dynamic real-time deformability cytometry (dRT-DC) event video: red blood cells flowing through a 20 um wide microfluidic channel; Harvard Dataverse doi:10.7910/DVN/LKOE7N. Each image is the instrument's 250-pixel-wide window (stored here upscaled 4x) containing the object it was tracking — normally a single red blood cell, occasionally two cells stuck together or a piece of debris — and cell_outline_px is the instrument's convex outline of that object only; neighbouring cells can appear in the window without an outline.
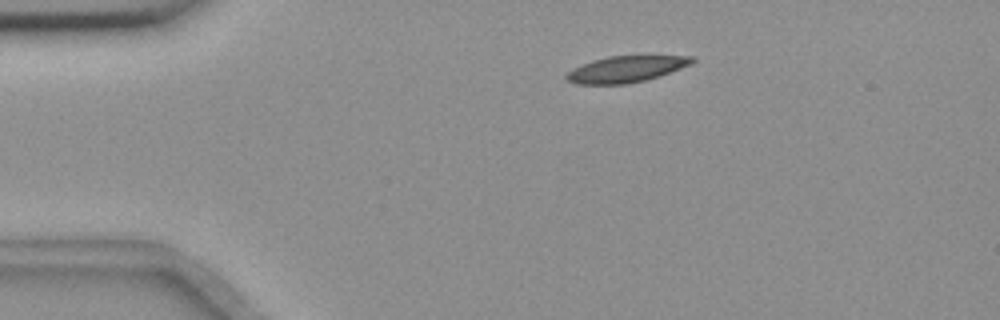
{"species": "common noctule bat (a hibernating species)", "species_latin": "Nyctalus noctula", "temperature_condition": "room temperature", "stored_images_in_passage": 6, "camera_frame_rate_fps": 3000, "um_per_image_px": 0.085, "animal": {"sex": "female", "body_mass_g": 18.4}, "frame": {"image": 1, "passage_image": 2, "time_ms": 2.0, "image_size_px": [1000, 320], "cell_outline_px": [[696, 60], [692, 64], [644, 80], [628, 84], [576, 84], [568, 80], [564, 76], [572, 68], [592, 60], [608, 56], [696, 56]], "centroid_in_image_um": [53.18, 5.87], "position_along_channel_um": 31.8, "area_um2": 19.07}}
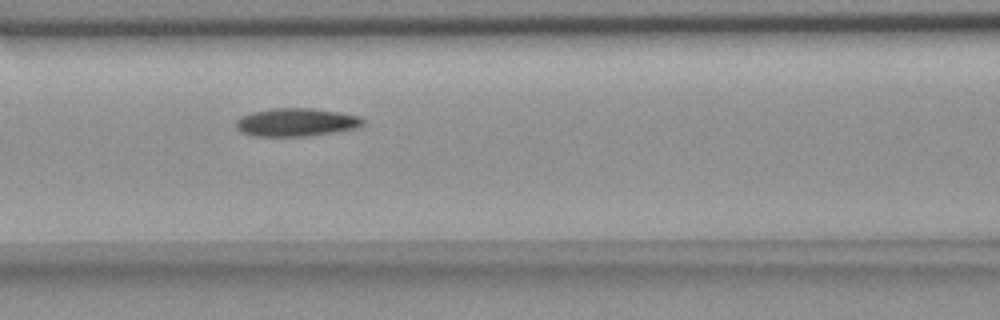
{"frame": {"image": 2, "passage_image": 5, "time_ms": 6.333, "image_size_px": [1000, 320], "cell_outline_px": [[364, 124], [360, 128], [336, 132], [308, 136], [252, 136], [240, 132], [236, 128], [236, 120], [240, 116], [252, 112], [272, 108], [312, 108], [340, 112], [360, 116], [364, 120]], "centroid_in_image_um": [25.19, 10.39], "position_along_channel_um": 141.4, "area_um2": 21.15}}
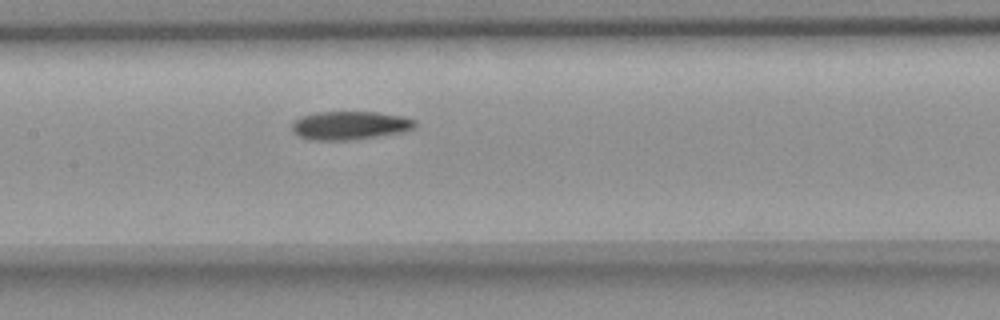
{"frame": {"image": 3, "passage_image": 6, "time_ms": 7.333, "image_size_px": [1000, 320], "cell_outline_px": [[416, 124], [412, 128], [400, 132], [376, 136], [348, 140], [308, 140], [296, 136], [292, 132], [292, 124], [300, 116], [320, 112], [376, 112], [400, 116], [416, 120]], "centroid_in_image_um": [29.66, 10.66], "position_along_channel_um": 177.7, "area_um2": 20.23}}